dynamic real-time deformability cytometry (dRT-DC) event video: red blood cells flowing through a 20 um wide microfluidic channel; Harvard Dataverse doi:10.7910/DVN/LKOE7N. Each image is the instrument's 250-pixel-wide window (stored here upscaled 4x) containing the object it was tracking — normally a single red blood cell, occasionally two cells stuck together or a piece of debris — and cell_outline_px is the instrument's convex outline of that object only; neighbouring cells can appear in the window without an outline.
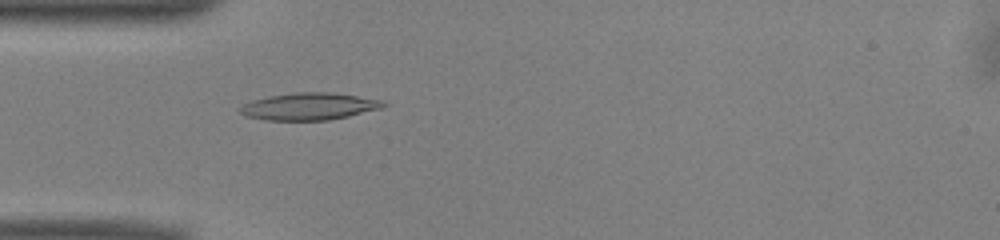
{"species": "common noctule bat (a hibernating species)", "species_latin": "Nyctalus noctula", "temperature_condition": "warm", "stored_images_in_passage": 51, "camera_frame_rate_fps": 3000, "um_per_image_px": 0.085, "animal": {"sex": "male", "body_mass_g": 13.0, "forearm_length_mm": 53.1}, "frame": {"image": 1, "passage_image": 15, "time_ms": 4.667, "image_size_px": [1000, 240], "cell_outline_px": [[388, 104], [380, 108], [348, 116], [328, 120], [264, 120], [248, 116], [240, 112], [240, 108], [244, 104], [252, 100], [268, 96], [296, 92], [332, 92], [384, 100]], "centroid_in_image_um": [26.3, 9.03], "position_along_channel_um": 58.7, "area_um2": 22.54}}
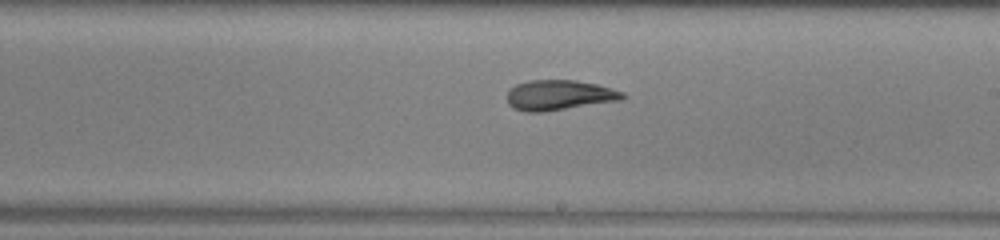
{"frame": {"image": 2, "passage_image": 29, "time_ms": 9.333, "image_size_px": [1000, 240], "cell_outline_px": [[624, 96], [620, 100], [544, 112], [524, 112], [512, 108], [508, 104], [508, 92], [516, 84], [528, 80], [576, 80], [596, 84], [624, 92]], "centroid_in_image_um": [47.49, 8.09], "position_along_channel_um": 241.5, "area_um2": 20.23}}
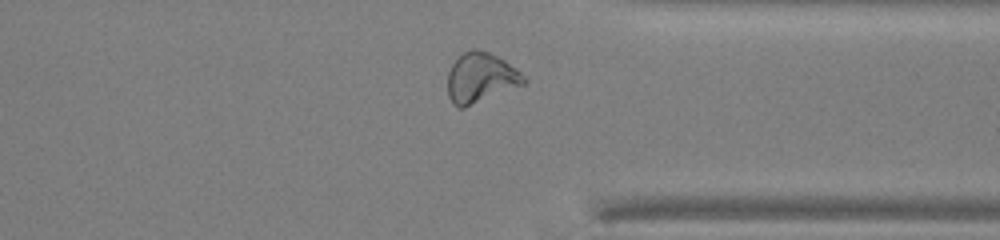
{"frame": {"image": 3, "passage_image": 39, "time_ms": 12.667, "image_size_px": [1000, 240], "cell_outline_px": [[528, 80], [524, 84], [464, 108], [456, 108], [452, 104], [448, 96], [448, 72], [452, 64], [464, 52], [472, 48], [480, 48], [504, 60], [520, 72]], "centroid_in_image_um": [40.83, 6.62], "position_along_channel_um": 370.6, "area_um2": 22.14}, "authors_computed_cell_mechanics": {"area_um2": 21.2704, "velocity_mm_per_s": 3.9698, "shape_relaxation_time_tau1_ms": 7.8569, "shape_relaxation_time_tau2_ms": 2.4677, "deformation_change_tau1": 0.226, "deformation_change_tau2": 0.1018}}